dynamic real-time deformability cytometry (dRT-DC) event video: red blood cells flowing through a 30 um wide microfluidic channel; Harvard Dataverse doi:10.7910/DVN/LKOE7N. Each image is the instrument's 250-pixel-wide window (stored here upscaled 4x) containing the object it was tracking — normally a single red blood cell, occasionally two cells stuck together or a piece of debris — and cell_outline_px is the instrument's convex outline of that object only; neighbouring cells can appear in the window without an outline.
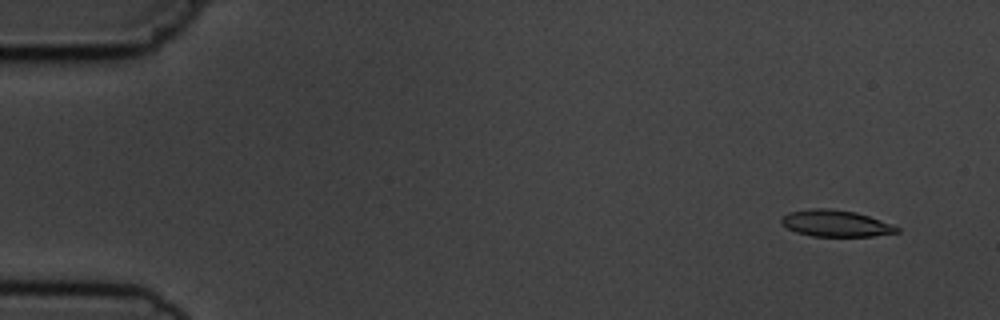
{"species": "common noctule bat (a hibernating species)", "species_latin": "Nyctalus noctula", "temperature_condition": "cold", "stored_images_in_passage": 6, "camera_frame_rate_fps": 3000, "um_per_image_px": 0.085, "animal": {"sex": "male", "body_mass_g": 19.5, "forearm_length_mm": 54.6}, "frame": {"image": 1, "passage_image": 2, "time_ms": 1.0, "image_size_px": [1000, 320], "cell_outline_px": [[900, 232], [872, 236], [812, 236], [796, 232], [788, 228], [780, 220], [788, 212], [812, 208], [828, 208], [856, 212], [892, 224], [900, 228]], "centroid_in_image_um": [71.05, 18.98], "position_along_channel_um": 13.9, "area_um2": 17.74}}
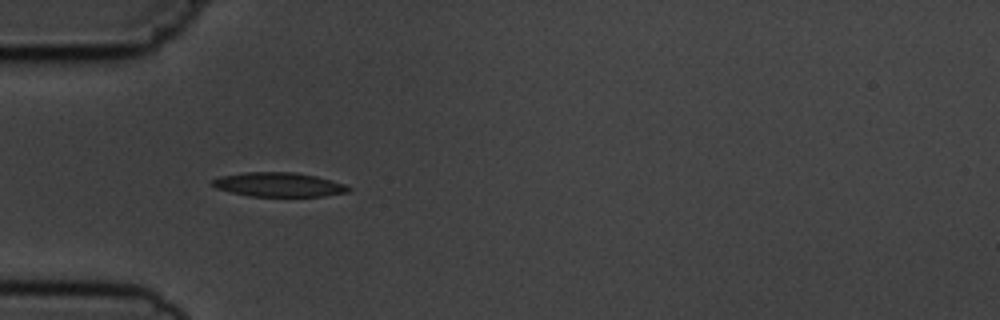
{"frame": {"image": 2, "passage_image": 5, "time_ms": 5.333, "image_size_px": [1000, 320], "cell_outline_px": [[352, 188], [348, 192], [324, 196], [248, 196], [216, 188], [212, 184], [212, 180], [220, 176], [244, 172], [296, 172], [316, 176], [344, 184]], "centroid_in_image_um": [23.69, 15.69], "position_along_channel_um": 61.3, "area_um2": 19.13}}
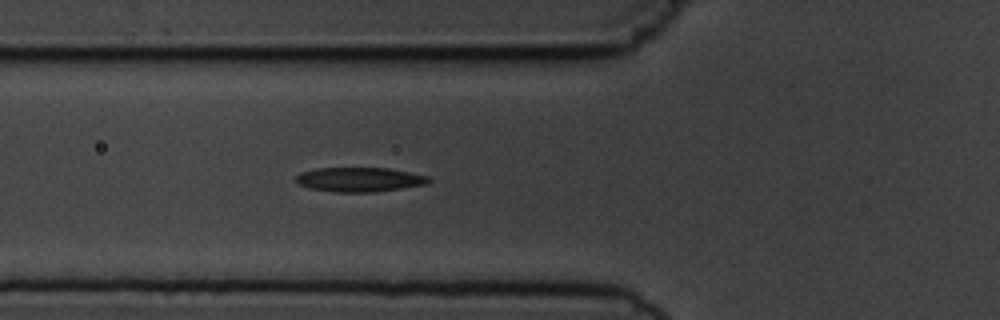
{"frame": {"image": 3, "passage_image": 6, "time_ms": 6.333, "image_size_px": [1000, 320], "cell_outline_px": [[432, 180], [428, 184], [376, 192], [336, 192], [308, 188], [300, 184], [296, 180], [296, 176], [300, 172], [316, 168], [388, 168], [428, 176]], "centroid_in_image_um": [30.57, 15.26], "position_along_channel_um": 95.2, "area_um2": 18.9}}